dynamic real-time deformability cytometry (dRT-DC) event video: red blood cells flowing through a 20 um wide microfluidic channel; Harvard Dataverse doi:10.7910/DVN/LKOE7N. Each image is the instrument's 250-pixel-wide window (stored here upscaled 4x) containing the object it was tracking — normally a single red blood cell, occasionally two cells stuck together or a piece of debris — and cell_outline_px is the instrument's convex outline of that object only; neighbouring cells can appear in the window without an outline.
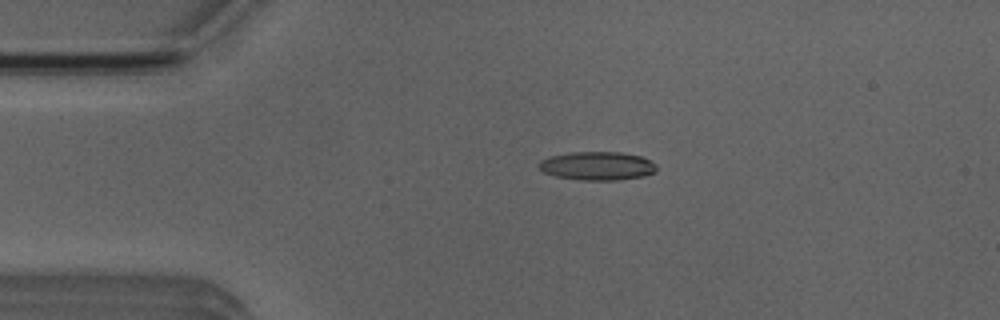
{"species": "Egyptian fruit bat (a non-hibernating species)", "species_latin": "Rousettus aegyptiacus", "temperature_condition": "room temperature", "stored_images_in_passage": 5, "camera_frame_rate_fps": 3000, "um_per_image_px": 0.085, "animal": {"sex": "male"}, "frame": {"image": 1, "passage_image": 3, "time_ms": 2.333, "image_size_px": [1000, 320], "cell_outline_px": [[656, 172], [644, 176], [616, 180], [580, 180], [556, 176], [544, 172], [536, 164], [540, 160], [548, 156], [568, 152], [624, 152], [640, 156], [656, 164]], "centroid_in_image_um": [50.74, 14.09], "position_along_channel_um": 34.3, "area_um2": 19.71}}